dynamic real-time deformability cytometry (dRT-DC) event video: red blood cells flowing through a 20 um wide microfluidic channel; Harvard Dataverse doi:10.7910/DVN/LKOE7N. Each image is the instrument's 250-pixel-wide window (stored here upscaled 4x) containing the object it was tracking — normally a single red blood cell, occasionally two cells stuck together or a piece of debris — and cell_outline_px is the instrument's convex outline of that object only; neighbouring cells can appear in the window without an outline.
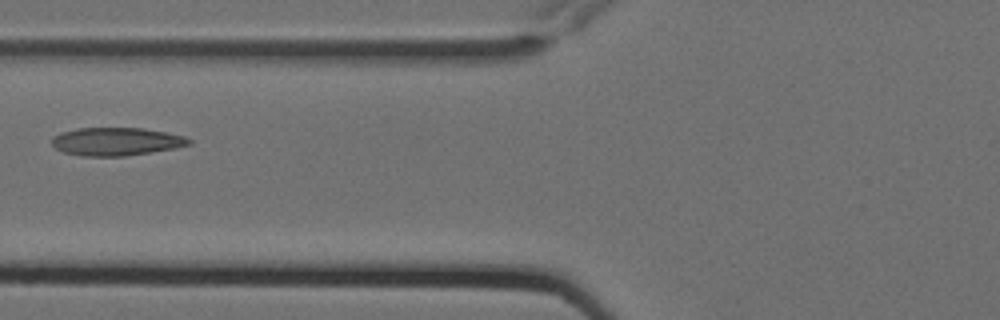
{"species": "Egyptian fruit bat (a non-hibernating species)", "species_latin": "Rousettus aegyptiacus", "temperature_condition": "cold", "stored_images_in_passage": 7, "camera_frame_rate_fps": 3000, "um_per_image_px": 0.085, "animal": {"sex": "female"}, "frame": {"image": 1, "passage_image": 7, "time_ms": 2.0, "image_size_px": [1000, 320], "cell_outline_px": [[192, 144], [176, 148], [124, 156], [80, 156], [64, 152], [56, 148], [52, 144], [52, 136], [60, 132], [76, 128], [144, 128], [184, 136], [192, 140]], "centroid_in_image_um": [9.87, 12.03], "position_along_channel_um": 115.9, "area_um2": 22.48}}